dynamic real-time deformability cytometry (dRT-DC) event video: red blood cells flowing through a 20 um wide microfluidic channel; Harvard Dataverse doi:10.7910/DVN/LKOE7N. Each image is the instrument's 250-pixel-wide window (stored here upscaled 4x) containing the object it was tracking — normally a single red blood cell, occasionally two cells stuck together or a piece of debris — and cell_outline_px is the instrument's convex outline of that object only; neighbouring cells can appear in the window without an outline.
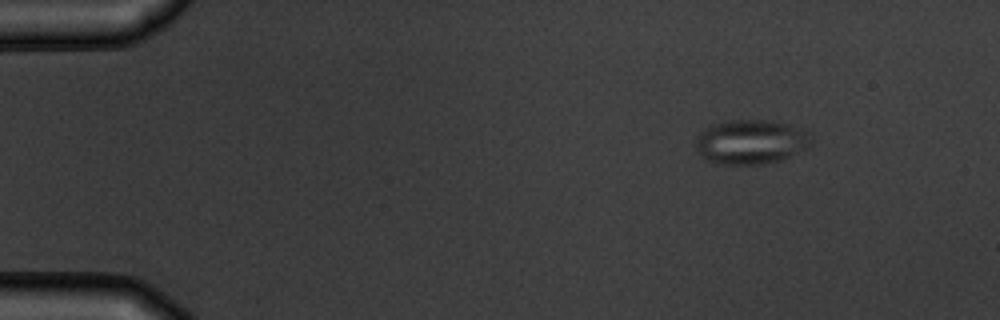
{"species": "common noctule bat (a hibernating species)", "species_latin": "Nyctalus noctula", "temperature_condition": "warm", "stored_images_in_passage": 4, "camera_frame_rate_fps": 3000, "um_per_image_px": 0.085, "animal": {"sex": "male", "body_mass_g": 19.5, "forearm_length_mm": 54.6}, "frame": {"image": 1, "passage_image": 1, "time_ms": 0.0, "image_size_px": [1000, 320], "cell_outline_px": [[812, 144], [808, 148], [780, 160], [764, 164], [720, 164], [708, 160], [700, 156], [696, 148], [696, 140], [700, 132], [716, 124], [732, 120], [764, 120], [788, 124], [800, 128], [808, 132], [812, 136]], "centroid_in_image_um": [63.86, 12.07], "position_along_channel_um": 21.1, "area_um2": 29.77}}